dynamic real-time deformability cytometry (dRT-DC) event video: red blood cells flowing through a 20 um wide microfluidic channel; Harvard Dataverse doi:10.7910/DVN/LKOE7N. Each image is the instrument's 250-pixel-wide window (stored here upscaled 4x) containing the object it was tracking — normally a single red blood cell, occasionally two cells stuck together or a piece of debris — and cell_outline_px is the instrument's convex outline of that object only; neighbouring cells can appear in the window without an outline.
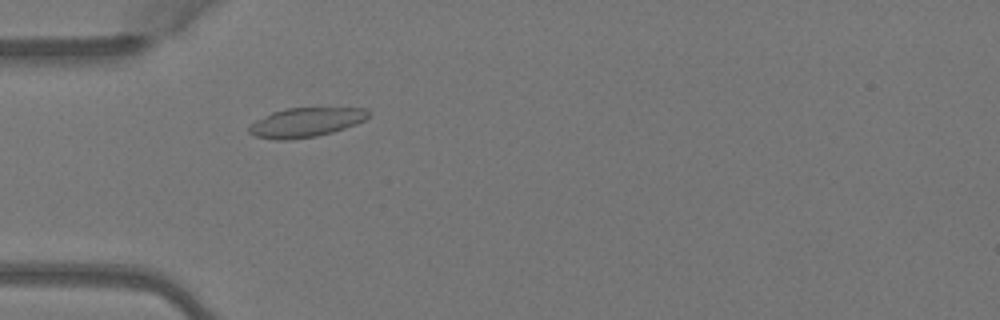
{"species": "Egyptian fruit bat (a non-hibernating species)", "species_latin": "Rousettus aegyptiacus", "temperature_condition": "warm", "stored_images_in_passage": 4, "camera_frame_rate_fps": 3000, "um_per_image_px": 0.085, "animal": {"sex": "female"}, "frame": {"image": 1, "passage_image": 4, "time_ms": 1.0, "image_size_px": [1000, 320], "cell_outline_px": [[368, 116], [364, 120], [356, 124], [332, 132], [316, 136], [288, 140], [276, 140], [256, 136], [248, 132], [248, 128], [256, 120], [272, 112], [288, 108], [364, 108], [368, 112]], "centroid_in_image_um": [25.97, 10.4], "position_along_channel_um": 59.0, "area_um2": 20.11}}